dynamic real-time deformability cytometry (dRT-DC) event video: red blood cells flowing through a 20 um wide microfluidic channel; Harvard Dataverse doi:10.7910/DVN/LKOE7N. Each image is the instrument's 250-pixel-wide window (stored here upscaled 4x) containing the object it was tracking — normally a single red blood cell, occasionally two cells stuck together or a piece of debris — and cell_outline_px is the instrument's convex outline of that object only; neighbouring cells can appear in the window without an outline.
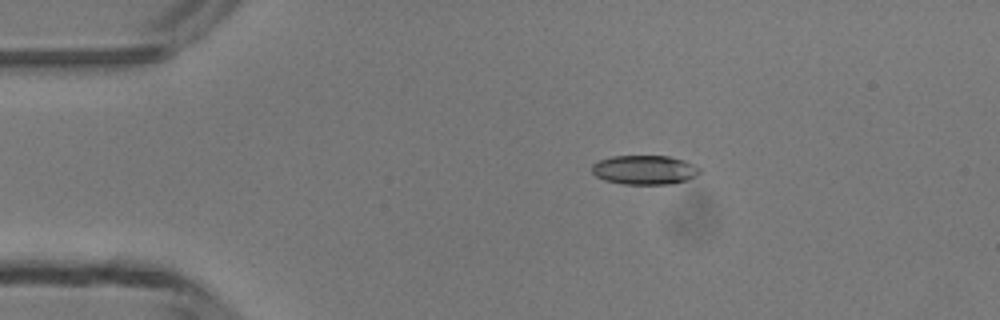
{"species": "common noctule bat (a hibernating species)", "species_latin": "Nyctalus noctula", "temperature_condition": "room temperature", "stored_images_in_passage": 2, "camera_frame_rate_fps": 3000, "um_per_image_px": 0.085, "animal": {"sex": "male", "body_mass_g": 13.3}, "frame": {"image": 1, "passage_image": 1, "time_ms": 0.0, "image_size_px": [1000, 320], "cell_outline_px": [[700, 172], [696, 176], [688, 180], [672, 184], [624, 184], [604, 180], [596, 176], [592, 172], [592, 164], [600, 160], [612, 156], [668, 156], [684, 160], [700, 168]], "centroid_in_image_um": [54.8, 14.44], "position_along_channel_um": 30.2, "area_um2": 18.38}}
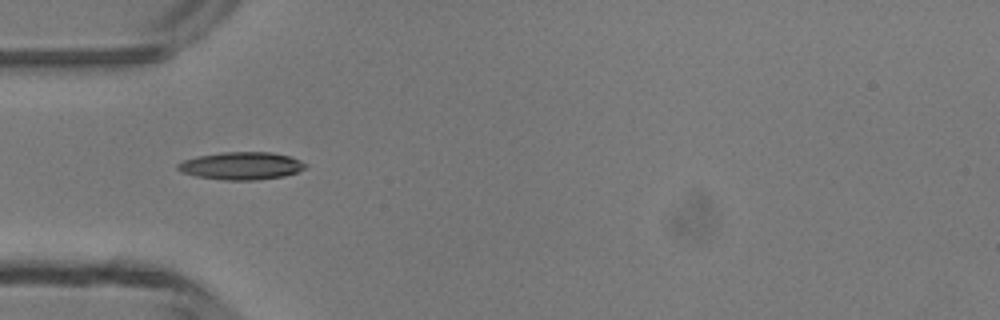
{"frame": {"image": 2, "passage_image": 2, "time_ms": 2.0, "image_size_px": [1000, 320], "cell_outline_px": [[308, 168], [284, 176], [256, 180], [224, 180], [196, 176], [184, 172], [176, 168], [176, 164], [184, 160], [196, 156], [224, 152], [272, 152], [288, 156], [300, 160], [308, 164]], "centroid_in_image_um": [20.54, 14.09], "position_along_channel_um": 64.5, "area_um2": 20.58}}